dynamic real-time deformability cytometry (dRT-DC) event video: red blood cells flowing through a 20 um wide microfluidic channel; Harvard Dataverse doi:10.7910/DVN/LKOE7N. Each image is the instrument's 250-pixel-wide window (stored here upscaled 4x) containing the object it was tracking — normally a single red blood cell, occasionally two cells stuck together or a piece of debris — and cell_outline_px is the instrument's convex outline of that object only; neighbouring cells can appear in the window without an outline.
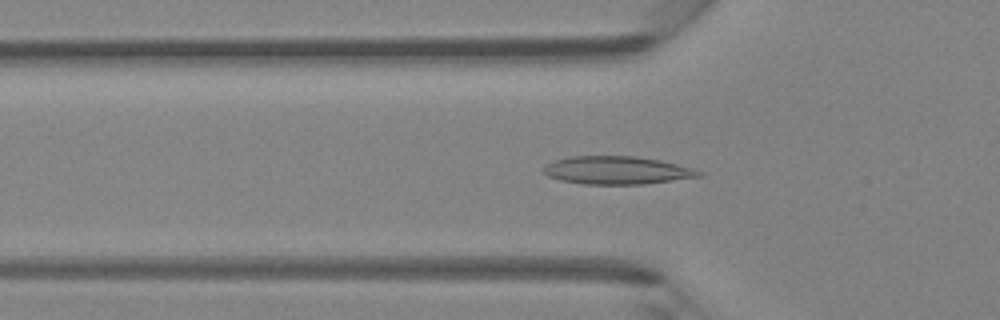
{"species": "Egyptian fruit bat (a non-hibernating species)", "species_latin": "Rousettus aegyptiacus", "temperature_condition": "room temperature", "stored_images_in_passage": 46, "camera_frame_rate_fps": 3000, "um_per_image_px": 0.085, "animal": {"sex": "female"}, "frame": {"image": 1, "passage_image": 15, "time_ms": 4.667, "image_size_px": [1000, 320], "cell_outline_px": [[704, 176], [644, 184], [584, 184], [560, 180], [548, 176], [540, 168], [556, 160], [572, 156], [636, 156], [660, 160], [692, 168], [704, 172]], "centroid_in_image_um": [52.46, 14.48], "position_along_channel_um": 73.3, "area_um2": 25.32}}
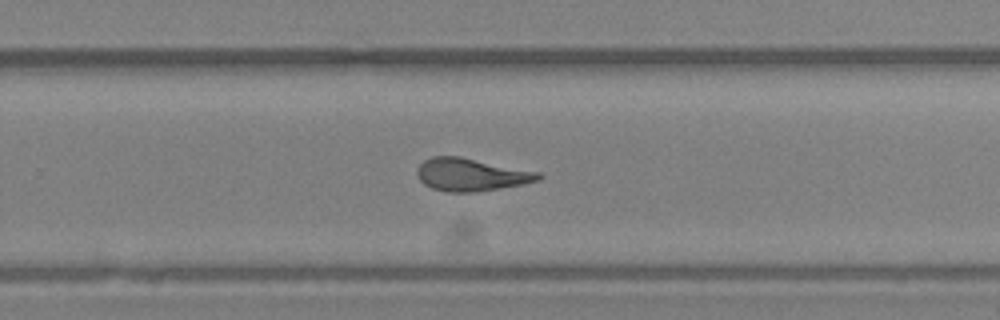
{"frame": {"image": 2, "passage_image": 30, "time_ms": 9.667, "image_size_px": [1000, 320], "cell_outline_px": [[544, 176], [540, 180], [524, 184], [472, 192], [448, 192], [432, 188], [424, 184], [416, 176], [416, 168], [424, 160], [432, 156], [460, 156], [540, 172]], "centroid_in_image_um": [40.04, 14.83], "position_along_channel_um": 289.8, "area_um2": 23.24}}
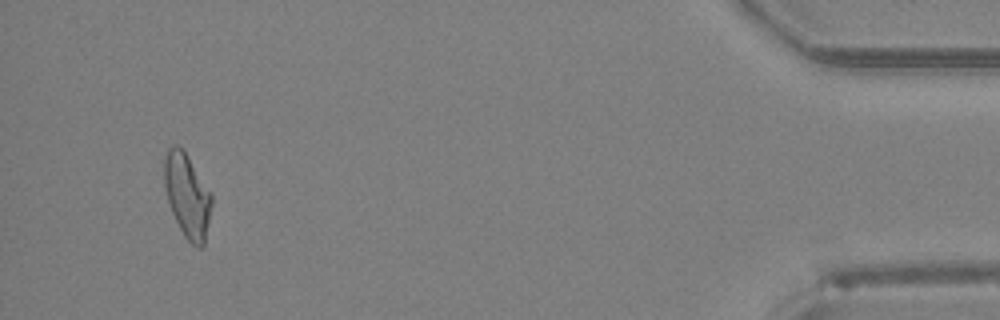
{"frame": {"image": 3, "passage_image": 44, "time_ms": 14.333, "image_size_px": [1000, 320], "cell_outline_px": [[212, 204], [204, 244], [200, 248], [196, 248], [184, 236], [172, 212], [164, 188], [164, 156], [168, 148], [172, 144], [176, 144], [184, 152], [212, 196]], "centroid_in_image_um": [15.89, 16.65], "position_along_channel_um": 419.3, "area_um2": 22.66}, "authors_computed_cell_mechanics": {"area_um2": 23.4957, "velocity_mm_per_s": 4.3503, "shape_relaxation_time_tau1_ms": 8.6407, "shape_relaxation_time_tau2_ms": 1.7509, "deformation_change_tau1": 0.2359, "deformation_change_tau2": 0.1015}}